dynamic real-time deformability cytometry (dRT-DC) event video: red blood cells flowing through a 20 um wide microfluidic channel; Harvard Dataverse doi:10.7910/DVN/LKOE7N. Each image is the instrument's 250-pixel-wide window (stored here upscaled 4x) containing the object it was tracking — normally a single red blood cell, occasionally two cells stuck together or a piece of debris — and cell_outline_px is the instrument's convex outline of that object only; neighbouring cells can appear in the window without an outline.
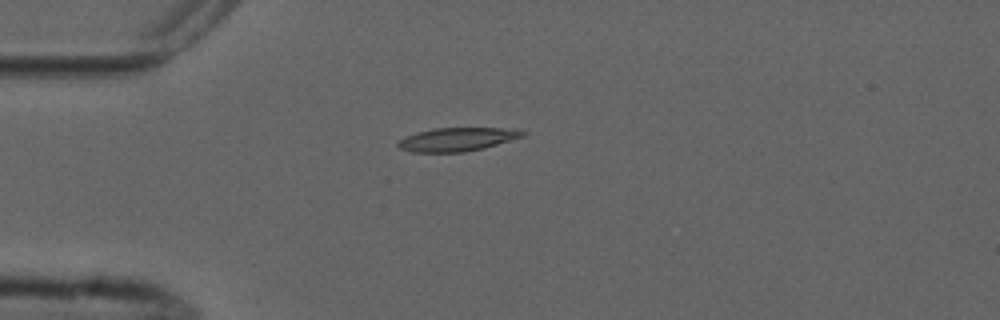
{"species": "common noctule bat (a hibernating species)", "species_latin": "Nyctalus noctula", "temperature_condition": "cold", "stored_images_in_passage": 5, "camera_frame_rate_fps": 3000, "um_per_image_px": 0.085, "animal": {"sex": "male", "forearm_length_mm": 52.5}, "frame": {"image": 1, "passage_image": 5, "time_ms": 6.0, "image_size_px": [1000, 320], "cell_outline_px": [[528, 132], [524, 136], [484, 148], [464, 152], [412, 152], [400, 148], [396, 144], [400, 140], [416, 132], [436, 128], [500, 128]], "centroid_in_image_um": [38.85, 11.85], "position_along_channel_um": 46.2, "area_um2": 16.82}}